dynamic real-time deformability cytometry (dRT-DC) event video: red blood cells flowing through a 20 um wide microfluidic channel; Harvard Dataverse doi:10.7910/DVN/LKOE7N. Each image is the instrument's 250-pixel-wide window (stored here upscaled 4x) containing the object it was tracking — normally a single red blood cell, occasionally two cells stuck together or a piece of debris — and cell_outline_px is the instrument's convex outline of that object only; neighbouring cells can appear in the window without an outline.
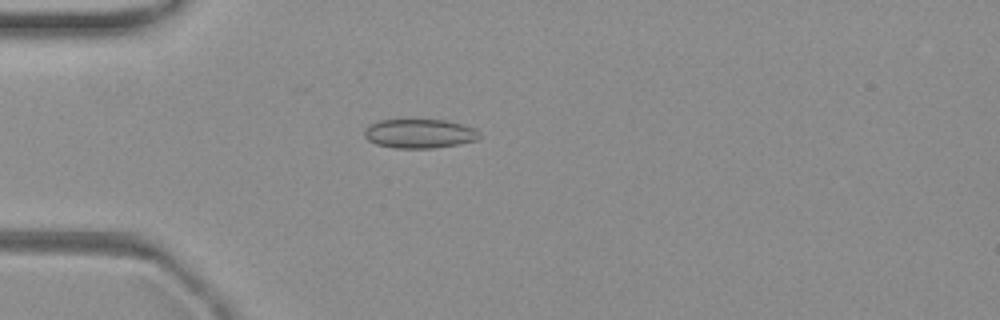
{"species": "common noctule bat (a hibernating species)", "species_latin": "Nyctalus noctula", "temperature_condition": "warm", "stored_images_in_passage": 4, "camera_frame_rate_fps": 3000, "um_per_image_px": 0.085, "animal": {"sex": "female", "body_mass_g": 19.3, "forearm_length_mm": 54.1}, "frame": {"image": 1, "passage_image": 2, "time_ms": 0.333, "image_size_px": [1000, 320], "cell_outline_px": [[484, 136], [476, 140], [460, 144], [432, 148], [396, 148], [376, 144], [368, 140], [364, 136], [364, 128], [368, 124], [376, 120], [444, 120], [464, 124], [476, 128]], "centroid_in_image_um": [35.68, 11.35], "position_along_channel_um": 49.3, "area_um2": 19.88}}